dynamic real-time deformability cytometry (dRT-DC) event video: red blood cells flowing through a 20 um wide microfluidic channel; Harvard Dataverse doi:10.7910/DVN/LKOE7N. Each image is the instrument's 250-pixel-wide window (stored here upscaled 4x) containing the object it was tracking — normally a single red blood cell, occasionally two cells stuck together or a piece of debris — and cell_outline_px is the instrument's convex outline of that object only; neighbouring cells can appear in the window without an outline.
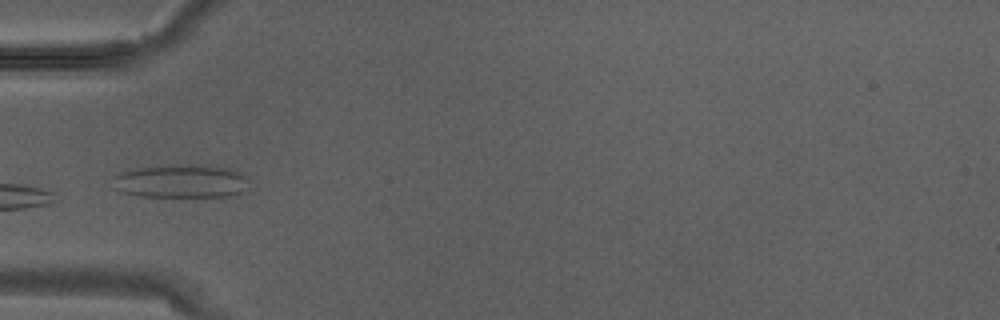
{"species": "Egyptian fruit bat (a non-hibernating species)", "species_latin": "Rousettus aegyptiacus", "temperature_condition": "warm", "stored_images_in_passage": 3, "camera_frame_rate_fps": 3000, "um_per_image_px": 0.085, "animal": {"sex": "male"}, "frame": {"image": 1, "passage_image": 3, "time_ms": 0.667, "image_size_px": [1000, 320], "cell_outline_px": [[248, 188], [240, 192], [220, 200], [140, 196], [120, 192], [108, 180], [112, 176], [120, 172], [140, 168], [196, 164], [228, 168], [240, 172], [244, 176]], "centroid_in_image_um": [15.39, 15.47], "position_along_channel_um": 69.6, "area_um2": 27.57}}